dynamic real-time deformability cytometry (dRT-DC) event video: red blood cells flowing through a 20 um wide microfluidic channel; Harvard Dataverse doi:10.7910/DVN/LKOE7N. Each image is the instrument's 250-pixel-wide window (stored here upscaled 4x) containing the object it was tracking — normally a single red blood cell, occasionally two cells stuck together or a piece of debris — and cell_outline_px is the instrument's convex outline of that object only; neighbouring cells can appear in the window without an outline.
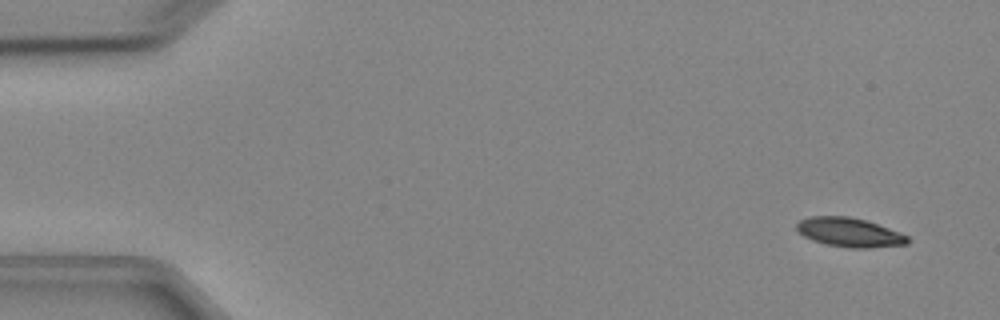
{"species": "Egyptian fruit bat (a non-hibernating species)", "species_latin": "Rousettus aegyptiacus", "temperature_condition": "cold", "stored_images_in_passage": 5, "camera_frame_rate_fps": 3000, "um_per_image_px": 0.085, "animal": {"sex": "female"}, "frame": {"image": 1, "passage_image": 2, "time_ms": 1.0, "image_size_px": [1000, 320], "cell_outline_px": [[908, 244], [868, 248], [848, 248], [824, 244], [812, 240], [804, 236], [796, 228], [796, 224], [800, 220], [812, 216], [848, 216], [864, 220], [900, 232], [908, 236]], "centroid_in_image_um": [72.19, 19.76], "position_along_channel_um": 12.8, "area_um2": 18.73}}
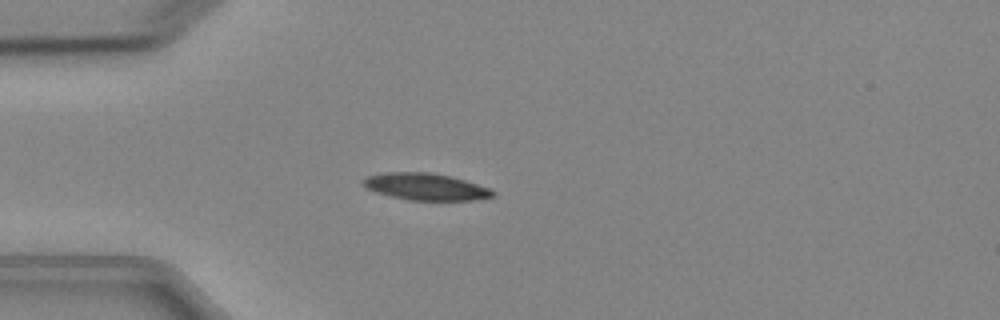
{"frame": {"image": 2, "passage_image": 5, "time_ms": 4.667, "image_size_px": [1000, 320], "cell_outline_px": [[492, 196], [472, 200], [408, 200], [376, 192], [364, 188], [360, 184], [360, 180], [368, 176], [384, 172], [432, 172], [452, 176], [488, 188], [492, 192]], "centroid_in_image_um": [36.06, 15.85], "position_along_channel_um": 48.9, "area_um2": 20.23}}